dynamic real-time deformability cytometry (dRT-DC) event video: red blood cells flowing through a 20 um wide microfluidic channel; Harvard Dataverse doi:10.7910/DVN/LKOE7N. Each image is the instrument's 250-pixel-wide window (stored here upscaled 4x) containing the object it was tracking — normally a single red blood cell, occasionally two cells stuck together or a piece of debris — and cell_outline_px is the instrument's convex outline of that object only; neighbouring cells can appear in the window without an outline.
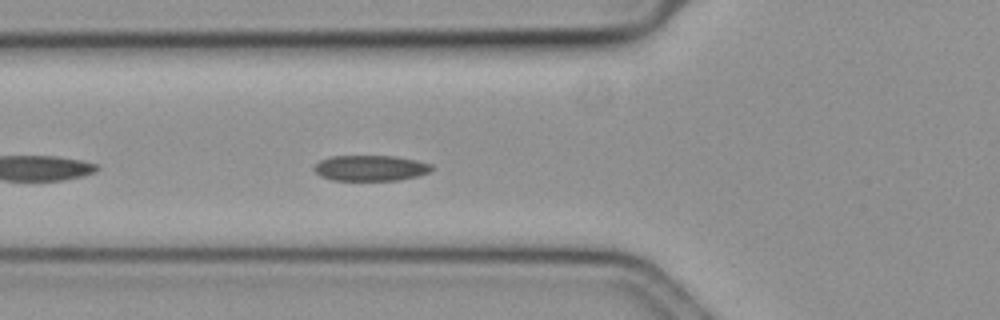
{"species": "common noctule bat (a hibernating species)", "species_latin": "Nyctalus noctula", "temperature_condition": "cold", "stored_images_in_passage": 33, "camera_frame_rate_fps": 3000, "um_per_image_px": 0.085, "animal": {"sex": "female", "body_mass_g": 19.3, "forearm_length_mm": 54.1}, "frame": {"image": 1, "passage_image": 6, "time_ms": 1.667, "image_size_px": [1000, 320], "cell_outline_px": [[432, 168], [428, 172], [416, 176], [400, 180], [332, 180], [320, 176], [312, 168], [320, 160], [332, 156], [396, 156], [416, 160], [432, 164]], "centroid_in_image_um": [31.47, 14.28], "position_along_channel_um": 94.3, "area_um2": 17.51}}
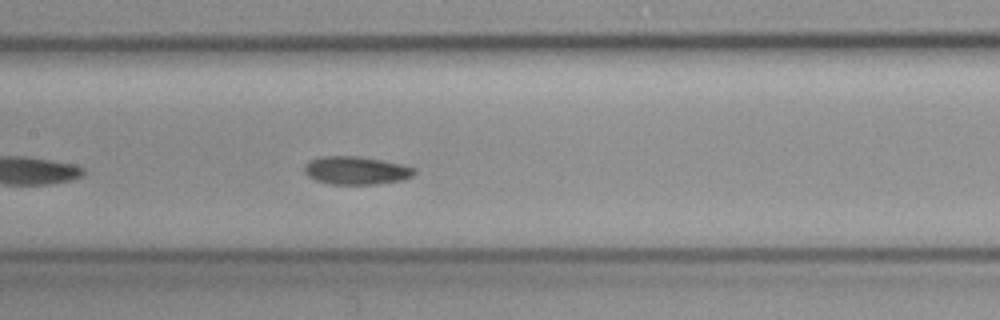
{"frame": {"image": 2, "passage_image": 13, "time_ms": 4.0, "image_size_px": [1000, 320], "cell_outline_px": [[416, 172], [412, 176], [404, 180], [376, 184], [332, 184], [316, 180], [308, 176], [304, 172], [304, 164], [308, 160], [320, 156], [360, 156], [400, 164], [416, 168]], "centroid_in_image_um": [30.25, 14.48], "position_along_channel_um": 177.1, "area_um2": 18.09}}
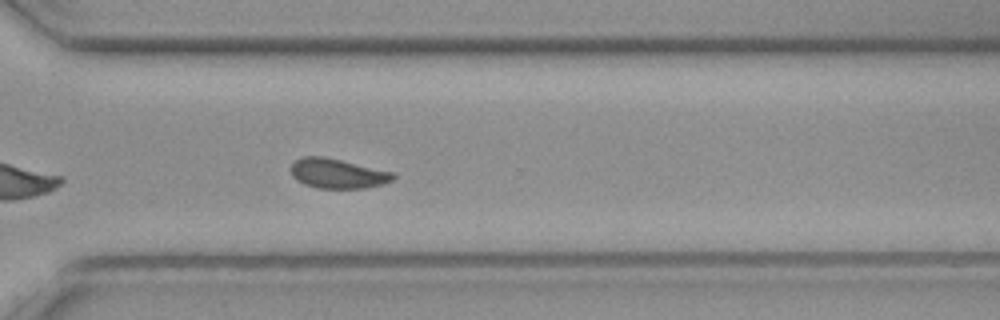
{"frame": {"image": 3, "passage_image": 27, "time_ms": 8.667, "image_size_px": [1000, 320], "cell_outline_px": [[396, 176], [392, 180], [384, 184], [364, 188], [316, 188], [304, 184], [296, 180], [292, 176], [288, 168], [296, 160], [304, 156], [324, 156], [396, 172]], "centroid_in_image_um": [28.7, 14.74], "position_along_channel_um": 341.9, "area_um2": 18.03}, "authors_computed_cell_mechanics": {"area_um2": 18.0336, "velocity_mm_per_s": 3.5385, "shape_relaxation_time_tau1_ms": 4.228, "shape_relaxation_time_tau2_ms": 1.7619, "deformation_change_tau1": 0.1005, "deformation_change_tau2": 0.062}}